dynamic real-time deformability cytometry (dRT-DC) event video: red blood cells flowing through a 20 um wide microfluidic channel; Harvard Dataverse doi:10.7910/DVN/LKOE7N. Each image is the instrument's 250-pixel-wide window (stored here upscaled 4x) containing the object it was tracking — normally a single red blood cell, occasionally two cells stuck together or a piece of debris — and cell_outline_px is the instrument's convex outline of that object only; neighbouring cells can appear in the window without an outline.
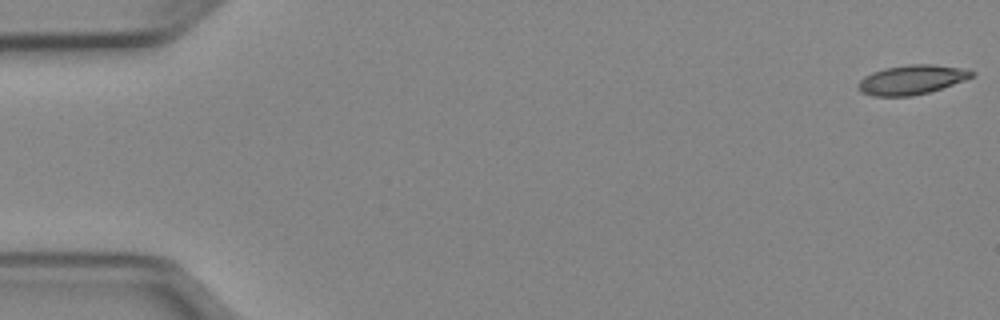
{"species": "Egyptian fruit bat (a non-hibernating species)", "species_latin": "Rousettus aegyptiacus", "temperature_condition": "cold", "stored_images_in_passage": 51, "camera_frame_rate_fps": 3000, "um_per_image_px": 0.085, "animal": {"sex": "female"}, "frame": {"image": 1, "passage_image": 1, "time_ms": 0.0, "image_size_px": [1000, 320], "cell_outline_px": [[976, 76], [928, 92], [912, 96], [872, 96], [860, 92], [856, 88], [856, 84], [864, 76], [872, 72], [884, 68], [908, 64], [932, 64], [960, 68], [976, 72]], "centroid_in_image_um": [77.44, 6.77], "position_along_channel_um": 7.6, "area_um2": 19.54}}
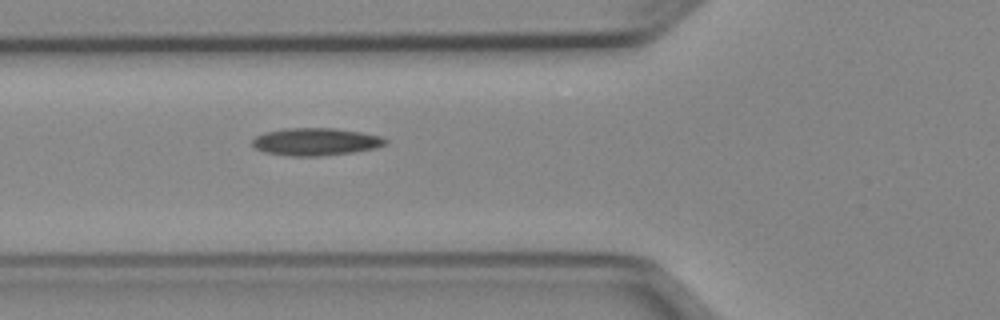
{"frame": {"image": 2, "passage_image": 19, "time_ms": 6.0, "image_size_px": [1000, 320], "cell_outline_px": [[388, 144], [376, 148], [352, 152], [320, 156], [292, 156], [264, 152], [256, 148], [252, 144], [252, 140], [256, 136], [264, 132], [284, 128], [336, 128], [360, 132], [380, 136], [388, 140]], "centroid_in_image_um": [26.84, 12.04], "position_along_channel_um": 99.0, "area_um2": 21.39}}
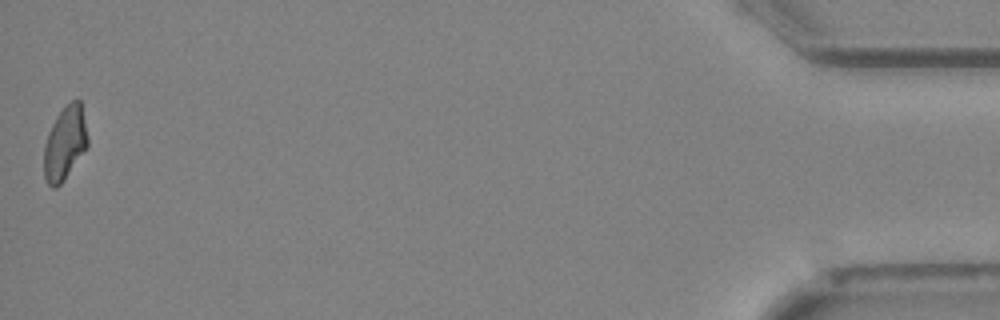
{"frame": {"image": 3, "passage_image": 51, "time_ms": 16.667, "image_size_px": [1000, 320], "cell_outline_px": [[88, 144], [64, 180], [56, 188], [52, 188], [48, 184], [44, 176], [44, 144], [48, 132], [56, 116], [72, 100], [80, 100], [88, 136]], "centroid_in_image_um": [5.5, 12.19], "position_along_channel_um": 429.7, "area_um2": 18.5}, "authors_computed_cell_mechanics": {"area_um2": 20.0566, "velocity_mm_per_s": 3.9782, "shape_relaxation_time_tau1_ms": null, "shape_relaxation_time_tau2_ms": 5.832, "deformation_change_tau1": null, "deformation_change_tau2": 0.1259}}